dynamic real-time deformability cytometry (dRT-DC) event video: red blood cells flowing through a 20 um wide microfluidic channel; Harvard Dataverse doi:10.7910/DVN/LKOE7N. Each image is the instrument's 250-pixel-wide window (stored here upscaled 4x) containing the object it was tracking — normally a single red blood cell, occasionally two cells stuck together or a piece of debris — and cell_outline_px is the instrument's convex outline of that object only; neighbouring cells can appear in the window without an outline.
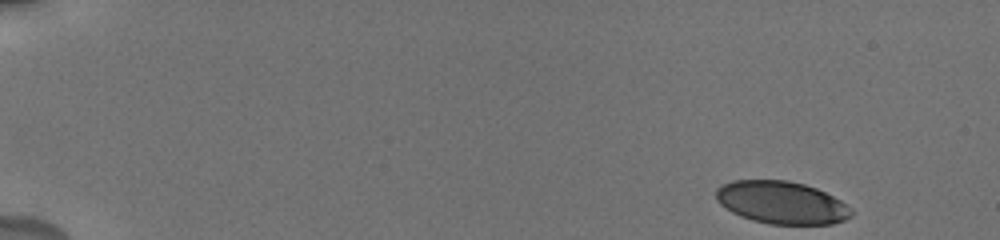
{"species": "human", "species_latin": "Homo sapiens", "temperature_condition": "cold", "stored_images_in_passage": 29, "camera_frame_rate_fps": 3000, "um_per_image_px": 0.085, "donor": {"sex": "male"}, "frame": {"image": 1, "passage_image": 1, "time_ms": 0.0, "image_size_px": [1000, 240], "cell_outline_px": [[852, 216], [844, 220], [832, 224], [768, 224], [752, 220], [740, 216], [732, 212], [720, 204], [716, 200], [716, 188], [732, 180], [788, 180], [804, 184], [816, 188], [840, 200], [852, 208]], "centroid_in_image_um": [66.43, 17.22], "position_along_channel_um": 18.6, "area_um2": 33.64}}
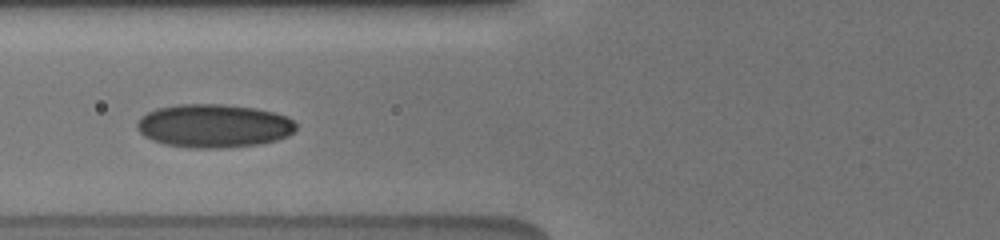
{"frame": {"image": 2, "passage_image": 21, "time_ms": 6.333, "image_size_px": [1000, 240], "cell_outline_px": [[296, 128], [288, 136], [276, 140], [260, 144], [220, 148], [196, 148], [164, 144], [152, 140], [144, 136], [136, 128], [136, 124], [140, 116], [156, 108], [176, 104], [224, 104], [256, 108], [288, 116], [296, 124]], "centroid_in_image_um": [18.15, 10.69], "position_along_channel_um": 107.7, "area_um2": 40.4}}
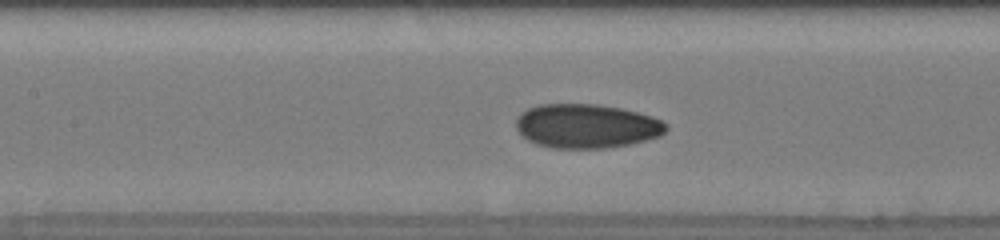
{"frame": {"image": 3, "passage_image": 26, "time_ms": 7.667, "image_size_px": [1000, 240], "cell_outline_px": [[668, 128], [660, 136], [632, 144], [604, 148], [552, 148], [536, 144], [528, 140], [516, 128], [516, 120], [520, 112], [528, 108], [540, 104], [596, 104], [620, 108], [652, 116], [668, 124]], "centroid_in_image_um": [49.85, 10.71], "position_along_channel_um": 157.5, "area_um2": 38.67}}